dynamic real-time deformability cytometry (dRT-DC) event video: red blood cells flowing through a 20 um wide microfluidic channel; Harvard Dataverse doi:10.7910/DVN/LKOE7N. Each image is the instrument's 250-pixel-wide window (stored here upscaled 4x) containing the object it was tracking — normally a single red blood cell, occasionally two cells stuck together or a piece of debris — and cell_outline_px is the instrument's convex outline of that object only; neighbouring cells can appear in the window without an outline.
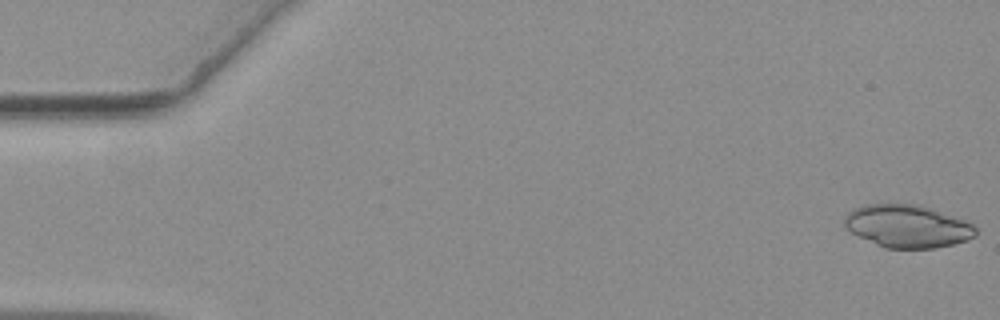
{"species": "common noctule bat (a hibernating species)", "species_latin": "Nyctalus noctula", "temperature_condition": "warm", "stored_images_in_passage": 17, "camera_frame_rate_fps": 3000, "um_per_image_px": 0.085, "animal": {"sex": "female", "body_mass_g": 19.3, "forearm_length_mm": 54.1}, "frame": {"image": 1, "passage_image": 1, "time_ms": 0.0, "image_size_px": [1000, 320], "cell_outline_px": [[976, 236], [952, 244], [936, 248], [884, 248], [852, 232], [844, 224], [844, 220], [848, 212], [864, 204], [916, 204], [932, 208], [964, 220], [972, 224], [976, 228]], "centroid_in_image_um": [77.14, 19.22], "position_along_channel_um": 7.9, "area_um2": 32.31}}